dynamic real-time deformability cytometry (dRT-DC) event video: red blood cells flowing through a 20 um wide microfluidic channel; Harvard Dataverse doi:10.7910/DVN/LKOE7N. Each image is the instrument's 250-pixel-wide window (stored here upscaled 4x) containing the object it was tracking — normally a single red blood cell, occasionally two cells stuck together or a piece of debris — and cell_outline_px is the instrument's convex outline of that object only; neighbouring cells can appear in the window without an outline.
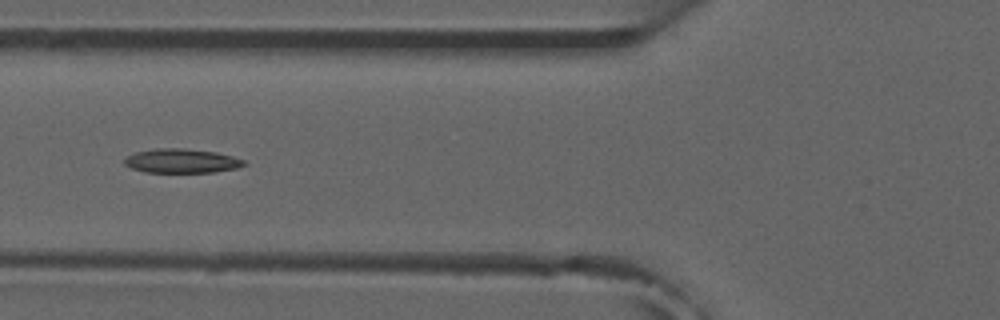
{"species": "common noctule bat (a hibernating species)", "species_latin": "Nyctalus noctula", "temperature_condition": "room temperature", "stored_images_in_passage": 6, "camera_frame_rate_fps": 3000, "um_per_image_px": 0.085, "animal": {"sex": "male", "forearm_length_mm": 52.5}, "frame": {"image": 1, "passage_image": 5, "time_ms": 4.667, "image_size_px": [1000, 320], "cell_outline_px": [[248, 164], [240, 168], [212, 172], [144, 172], [132, 168], [124, 164], [124, 160], [128, 156], [136, 152], [156, 148], [184, 148], [216, 152], [232, 156], [244, 160]], "centroid_in_image_um": [15.48, 13.68], "position_along_channel_um": 110.3, "area_um2": 16.88}}
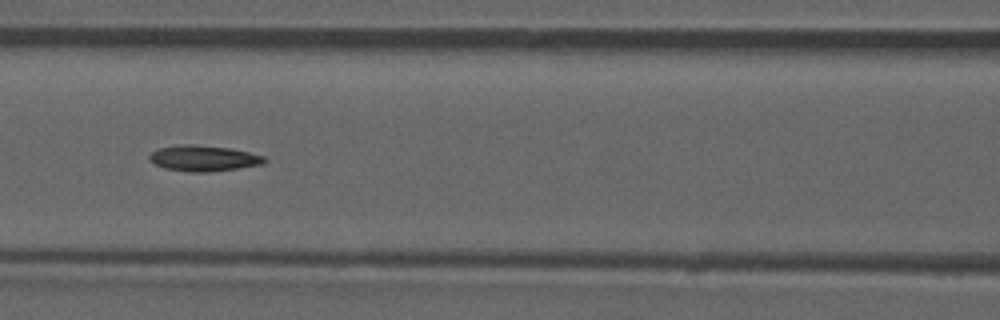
{"frame": {"image": 2, "passage_image": 6, "time_ms": 5.667, "image_size_px": [1000, 320], "cell_outline_px": [[268, 160], [264, 164], [208, 172], [188, 172], [164, 168], [148, 160], [148, 156], [152, 152], [160, 148], [184, 144], [192, 144], [232, 148], [264, 156]], "centroid_in_image_um": [17.31, 13.45], "position_along_channel_um": 149.3, "area_um2": 17.28}}